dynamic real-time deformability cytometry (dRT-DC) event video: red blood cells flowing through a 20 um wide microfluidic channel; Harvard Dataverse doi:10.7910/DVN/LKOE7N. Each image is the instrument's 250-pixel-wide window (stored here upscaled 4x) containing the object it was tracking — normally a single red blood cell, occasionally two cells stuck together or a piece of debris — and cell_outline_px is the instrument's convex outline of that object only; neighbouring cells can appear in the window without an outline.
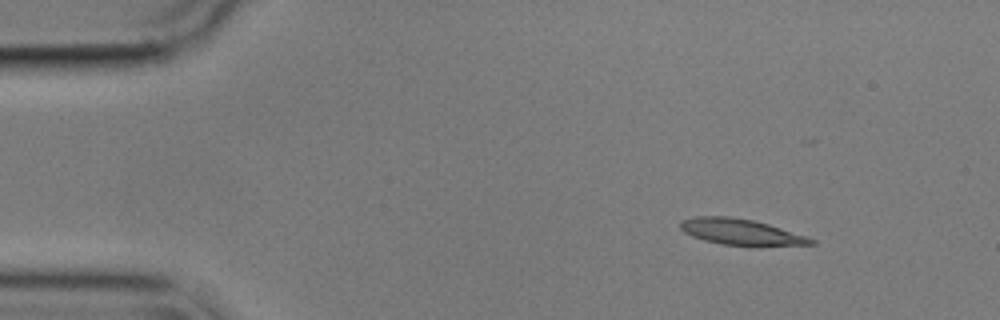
{"species": "common noctule bat (a hibernating species)", "species_latin": "Nyctalus noctula", "temperature_condition": "cold", "stored_images_in_passage": 9, "camera_frame_rate_fps": 3000, "um_per_image_px": 0.085, "animal": {"sex": "male", "body_mass_g": 17.9}, "frame": {"image": 1, "passage_image": 1, "time_ms": 0.0, "image_size_px": [1000, 320], "cell_outline_px": [[816, 244], [720, 244], [704, 240], [692, 236], [684, 232], [680, 228], [680, 220], [696, 216], [728, 216], [752, 220], [768, 224], [808, 236], [816, 240]], "centroid_in_image_um": [62.91, 19.68], "position_along_channel_um": 22.1, "area_um2": 19.19}}